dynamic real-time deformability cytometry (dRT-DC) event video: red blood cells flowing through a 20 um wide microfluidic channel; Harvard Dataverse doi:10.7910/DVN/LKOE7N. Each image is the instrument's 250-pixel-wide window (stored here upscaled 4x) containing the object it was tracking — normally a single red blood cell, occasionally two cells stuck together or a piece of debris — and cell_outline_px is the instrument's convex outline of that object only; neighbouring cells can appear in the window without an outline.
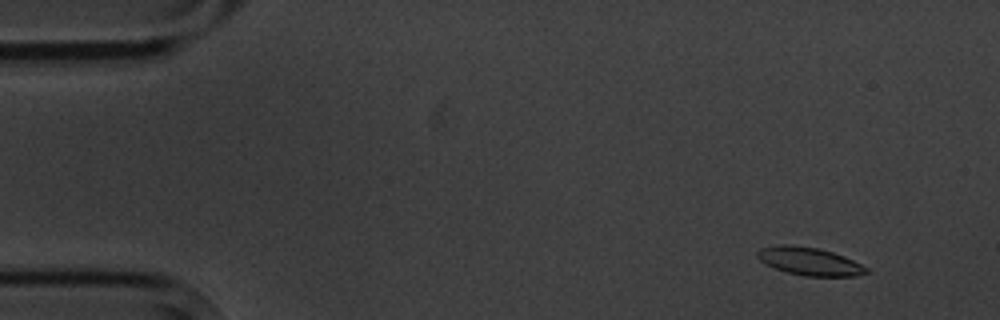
{"species": "common noctule bat (a hibernating species)", "species_latin": "Nyctalus noctula", "temperature_condition": "cold", "stored_images_in_passage": 5, "camera_frame_rate_fps": 3000, "um_per_image_px": 0.085, "animal": {"sex": "male", "body_mass_g": 20.1, "forearm_length_mm": 53.5}, "frame": {"image": 1, "passage_image": 2, "time_ms": 1.0, "image_size_px": [1000, 320], "cell_outline_px": [[868, 272], [856, 276], [804, 276], [788, 272], [776, 268], [760, 260], [756, 256], [756, 252], [760, 248], [780, 244], [792, 244], [816, 248], [832, 252], [844, 256], [868, 268]], "centroid_in_image_um": [68.79, 22.2], "position_along_channel_um": 16.2, "area_um2": 17.57}}
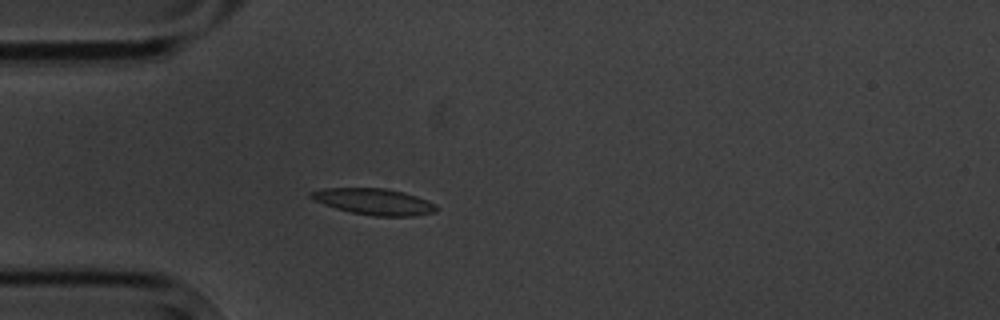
{"frame": {"image": 2, "passage_image": 5, "time_ms": 4.667, "image_size_px": [1000, 320], "cell_outline_px": [[440, 208], [436, 212], [412, 216], [376, 216], [352, 212], [336, 208], [324, 204], [308, 196], [308, 192], [324, 188], [384, 188], [404, 192], [416, 196], [436, 204]], "centroid_in_image_um": [31.82, 17.13], "position_along_channel_um": 53.2, "area_um2": 19.13}}